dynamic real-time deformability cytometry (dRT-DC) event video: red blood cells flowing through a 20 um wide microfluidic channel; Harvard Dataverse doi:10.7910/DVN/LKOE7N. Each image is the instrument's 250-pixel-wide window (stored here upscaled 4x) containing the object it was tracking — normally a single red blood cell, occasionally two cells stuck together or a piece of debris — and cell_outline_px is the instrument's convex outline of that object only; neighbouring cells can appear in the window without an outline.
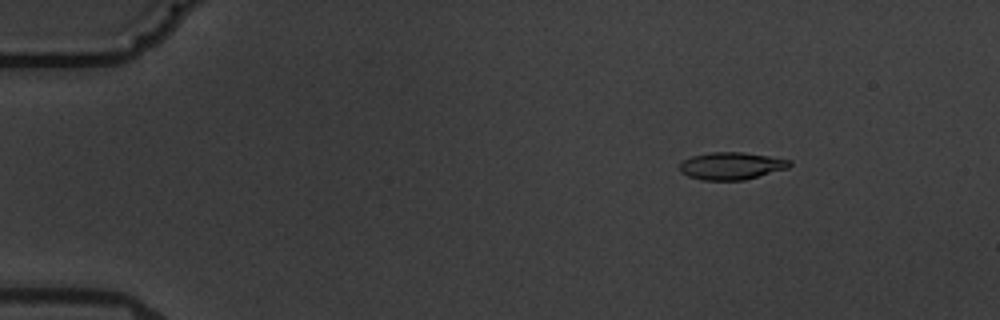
{"species": "common noctule bat (a hibernating species)", "species_latin": "Nyctalus noctula", "temperature_condition": "warm", "stored_images_in_passage": 5, "camera_frame_rate_fps": 3000, "um_per_image_px": 0.085, "animal": {"sex": "male", "body_mass_g": 19.5, "forearm_length_mm": 54.6}, "frame": {"image": 1, "passage_image": 3, "time_ms": 2.333, "image_size_px": [1000, 320], "cell_outline_px": [[792, 164], [788, 168], [744, 180], [704, 180], [688, 176], [680, 172], [680, 164], [684, 160], [692, 156], [712, 152], [744, 152], [792, 160]], "centroid_in_image_um": [62.18, 14.1], "position_along_channel_um": 22.8, "area_um2": 17.46}}
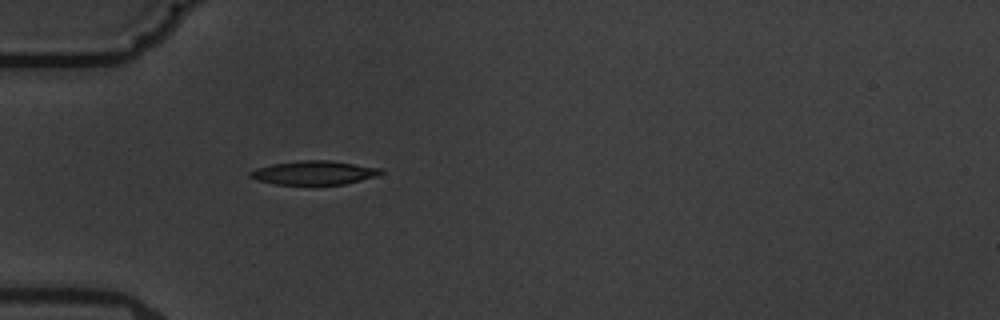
{"frame": {"image": 2, "passage_image": 5, "time_ms": 5.667, "image_size_px": [1000, 320], "cell_outline_px": [[384, 172], [376, 176], [344, 184], [276, 184], [256, 180], [248, 176], [248, 172], [256, 168], [272, 164], [300, 160], [328, 160], [384, 168]], "centroid_in_image_um": [26.69, 14.67], "position_along_channel_um": 58.3, "area_um2": 18.15}}